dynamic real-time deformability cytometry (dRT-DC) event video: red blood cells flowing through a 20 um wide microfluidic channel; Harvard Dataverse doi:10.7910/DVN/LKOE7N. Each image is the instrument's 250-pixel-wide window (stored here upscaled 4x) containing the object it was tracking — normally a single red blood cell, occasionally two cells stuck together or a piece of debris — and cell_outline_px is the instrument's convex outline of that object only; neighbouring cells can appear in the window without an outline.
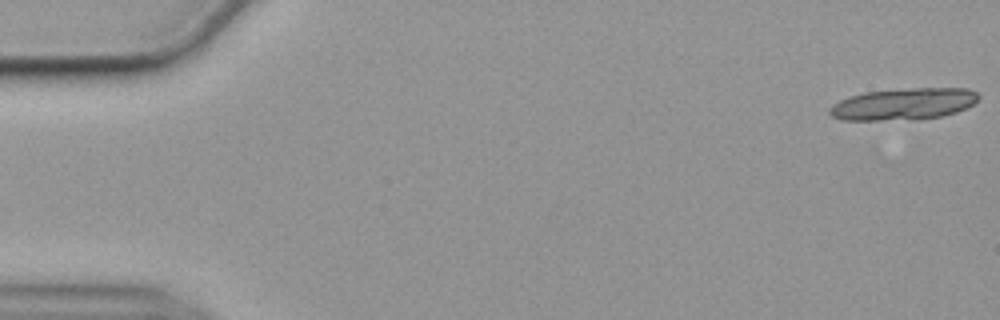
{"species": "common noctule bat (a hibernating species)", "species_latin": "Nyctalus noctula", "temperature_condition": "cold", "stored_images_in_passage": 17, "camera_frame_rate_fps": 3000, "um_per_image_px": 0.085, "animal": {"sex": "female", "body_mass_g": 19.9}, "frame": {"image": 1, "passage_image": 1, "time_ms": 0.0, "image_size_px": [1000, 320], "cell_outline_px": [[980, 96], [972, 104], [956, 112], [940, 116], [880, 120], [840, 120], [832, 116], [828, 112], [828, 108], [832, 104], [840, 100], [864, 92], [912, 88], [968, 88], [976, 92]], "centroid_in_image_um": [76.75, 8.82], "position_along_channel_um": 8.2, "area_um2": 27.05}}
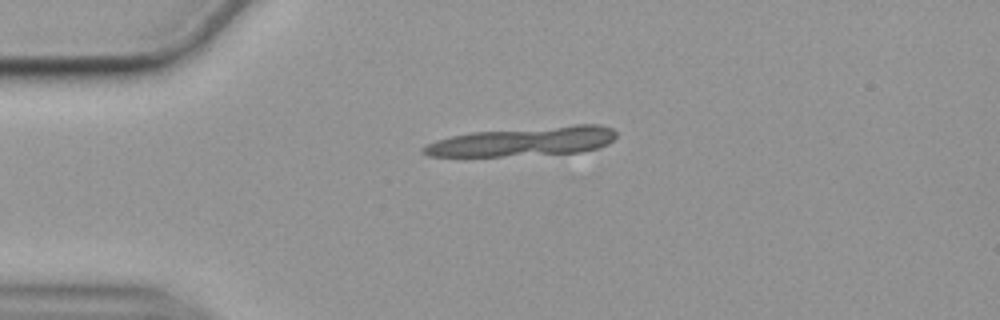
{"frame": {"image": 2, "passage_image": 13, "time_ms": 4.0, "image_size_px": [1000, 320], "cell_outline_px": [[616, 136], [608, 144], [600, 148], [576, 152], [500, 156], [428, 156], [420, 152], [420, 148], [436, 140], [452, 136], [472, 132], [576, 124], [600, 124], [612, 128], [616, 132]], "centroid_in_image_um": [44.49, 12.01], "position_along_channel_um": 40.5, "area_um2": 32.83}}